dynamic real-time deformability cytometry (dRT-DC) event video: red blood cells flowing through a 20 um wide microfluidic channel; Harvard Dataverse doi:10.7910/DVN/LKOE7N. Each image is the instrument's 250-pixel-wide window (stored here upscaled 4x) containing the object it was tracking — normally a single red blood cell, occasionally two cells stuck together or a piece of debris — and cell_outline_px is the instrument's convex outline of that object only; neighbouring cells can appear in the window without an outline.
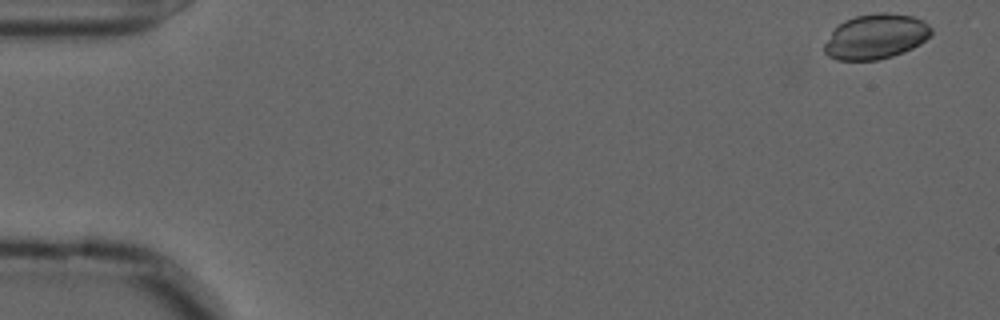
{"species": "common noctule bat (a hibernating species)", "species_latin": "Nyctalus noctula", "temperature_condition": "cold", "stored_images_in_passage": 56, "camera_frame_rate_fps": 3000, "um_per_image_px": 0.085, "animal": {"sex": "male", "forearm_length_mm": 52.5}, "frame": {"image": 1, "passage_image": 2, "time_ms": 0.333, "image_size_px": [1000, 320], "cell_outline_px": [[932, 36], [920, 44], [904, 52], [892, 56], [876, 60], [836, 60], [828, 56], [824, 52], [824, 44], [832, 32], [844, 20], [856, 16], [876, 12], [888, 12], [912, 16], [924, 20], [932, 28]], "centroid_in_image_um": [74.48, 3.1], "position_along_channel_um": 10.5, "area_um2": 28.21}}
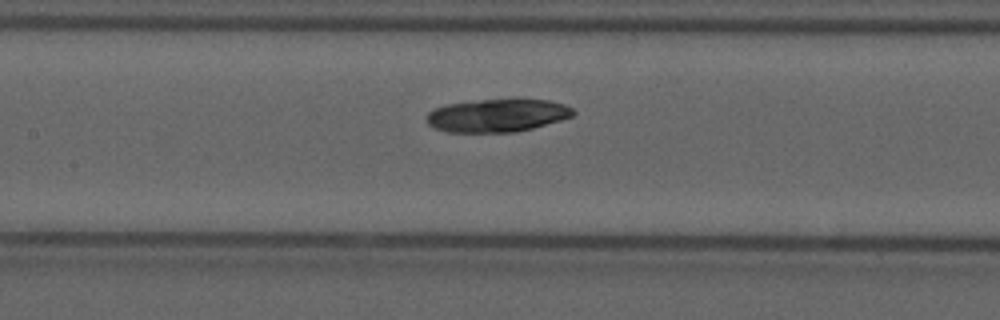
{"frame": {"image": 2, "passage_image": 26, "time_ms": 8.333, "image_size_px": [1000, 320], "cell_outline_px": [[576, 112], [572, 116], [560, 120], [532, 128], [516, 132], [448, 132], [432, 128], [428, 124], [428, 112], [436, 108], [448, 104], [480, 100], [548, 100], [564, 104], [572, 108]], "centroid_in_image_um": [42.26, 9.82], "position_along_channel_um": 165.1, "area_um2": 27.8}}
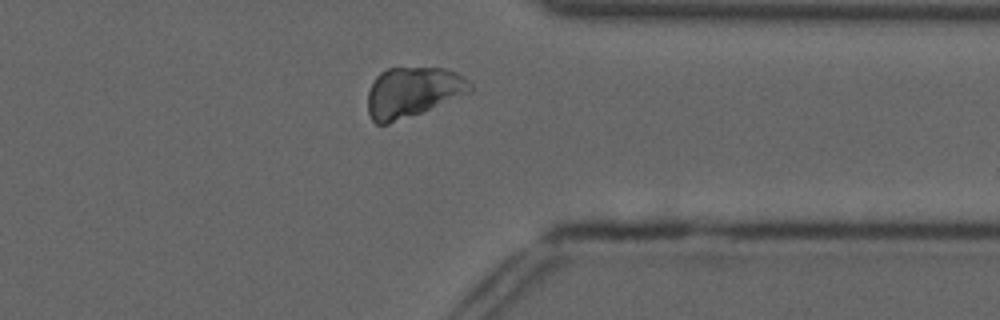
{"frame": {"image": 3, "passage_image": 44, "time_ms": 14.333, "image_size_px": [1000, 320], "cell_outline_px": [[472, 92], [420, 112], [388, 124], [376, 124], [372, 120], [368, 112], [368, 92], [376, 76], [380, 72], [388, 68], [444, 68], [456, 72], [468, 80], [472, 84]], "centroid_in_image_um": [35.08, 7.82], "position_along_channel_um": 376.3, "area_um2": 29.65}}